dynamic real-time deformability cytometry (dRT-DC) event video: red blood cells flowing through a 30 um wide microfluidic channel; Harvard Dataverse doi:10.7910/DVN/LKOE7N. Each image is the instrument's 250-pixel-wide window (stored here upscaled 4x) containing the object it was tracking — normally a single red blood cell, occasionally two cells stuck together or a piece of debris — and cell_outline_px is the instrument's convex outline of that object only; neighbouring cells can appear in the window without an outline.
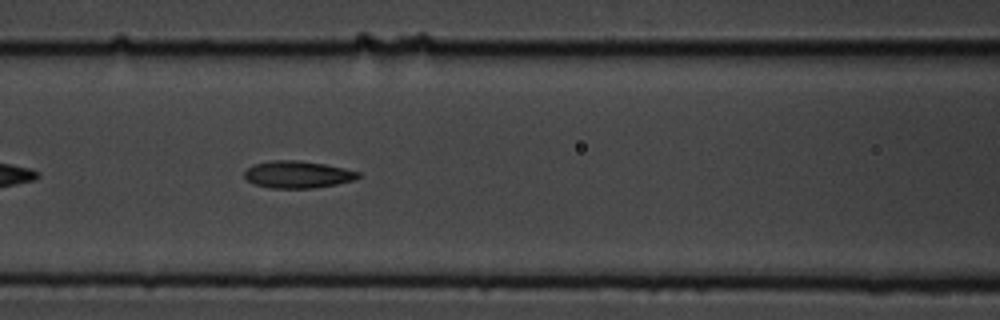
{"species": "common noctule bat (a hibernating species)", "species_latin": "Nyctalus noctula", "temperature_condition": "cold", "stored_images_in_passage": 11, "camera_frame_rate_fps": 3000, "um_per_image_px": 0.085, "animal": {"sex": "male", "body_mass_g": 19.5, "forearm_length_mm": 54.6}, "frame": {"image": 1, "passage_image": 7, "time_ms": 2.0, "image_size_px": [1000, 320], "cell_outline_px": [[360, 176], [356, 180], [336, 184], [312, 188], [272, 188], [252, 184], [244, 176], [244, 172], [252, 164], [272, 160], [300, 160], [324, 164], [344, 168], [360, 172]], "centroid_in_image_um": [25.29, 14.83], "position_along_channel_um": 141.3, "area_um2": 18.09}}
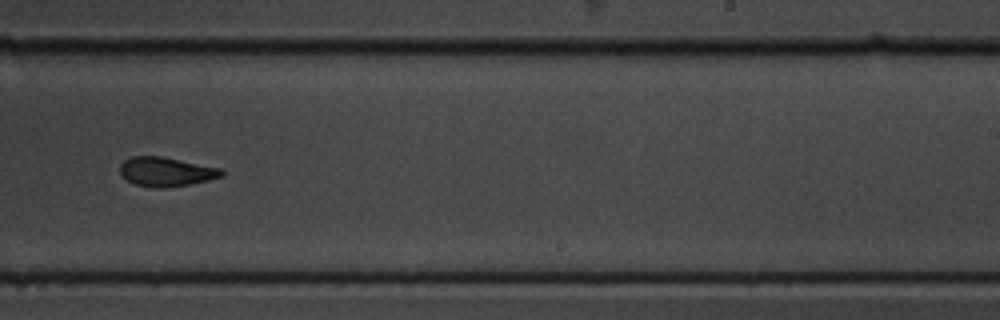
{"frame": {"image": 2, "passage_image": 10, "time_ms": 3.0, "image_size_px": [1000, 320], "cell_outline_px": [[224, 176], [208, 180], [188, 184], [160, 188], [152, 188], [136, 184], [128, 180], [120, 172], [120, 164], [124, 160], [132, 156], [160, 156], [220, 168], [224, 172]], "centroid_in_image_um": [14.11, 14.59], "position_along_channel_um": 274.9, "area_um2": 17.05}}
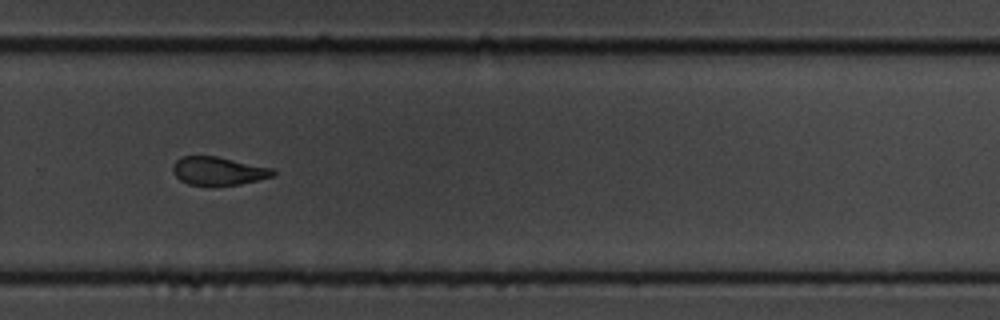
{"frame": {"image": 3, "passage_image": 11, "time_ms": 3.333, "image_size_px": [1000, 320], "cell_outline_px": [[276, 172], [272, 176], [240, 184], [208, 188], [188, 184], [180, 180], [172, 172], [172, 164], [180, 156], [216, 156], [272, 168]], "centroid_in_image_um": [18.48, 14.56], "position_along_channel_um": 311.3, "area_um2": 16.94}}